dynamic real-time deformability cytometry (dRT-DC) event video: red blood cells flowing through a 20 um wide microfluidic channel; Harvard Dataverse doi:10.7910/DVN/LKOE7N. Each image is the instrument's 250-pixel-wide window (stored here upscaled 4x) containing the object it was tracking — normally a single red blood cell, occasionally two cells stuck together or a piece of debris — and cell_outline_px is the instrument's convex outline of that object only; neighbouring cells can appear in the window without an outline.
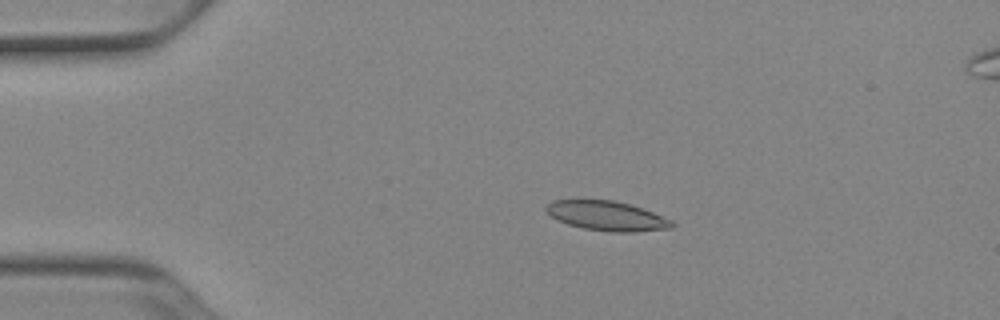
{"species": "Egyptian fruit bat (a non-hibernating species)", "species_latin": "Rousettus aegyptiacus", "temperature_condition": "cold", "stored_images_in_passage": 52, "camera_frame_rate_fps": 3000, "um_per_image_px": 0.085, "animal": {"sex": "female"}, "frame": {"image": 1, "passage_image": 11, "time_ms": 3.333, "image_size_px": [1000, 320], "cell_outline_px": [[676, 224], [672, 228], [636, 232], [612, 232], [584, 228], [568, 224], [556, 220], [544, 212], [544, 204], [552, 200], [612, 200], [628, 204], [652, 212], [672, 220]], "centroid_in_image_um": [51.53, 18.35], "position_along_channel_um": 33.5, "area_um2": 21.79}}
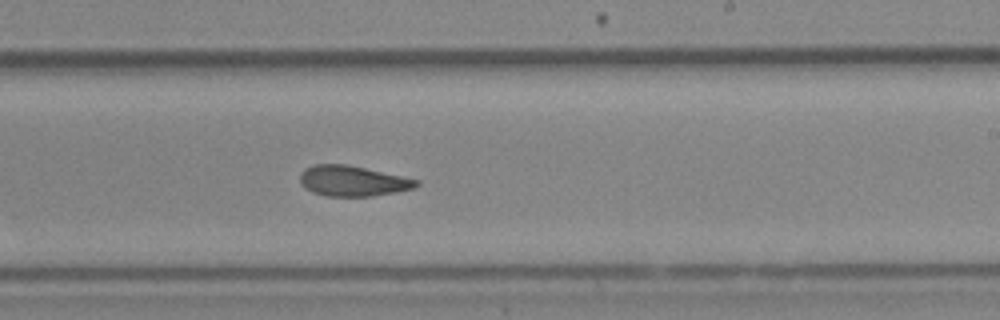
{"frame": {"image": 2, "passage_image": 32, "time_ms": 10.333, "image_size_px": [1000, 320], "cell_outline_px": [[420, 184], [416, 188], [396, 192], [372, 196], [328, 196], [312, 192], [304, 188], [300, 184], [300, 172], [304, 168], [312, 164], [344, 164], [364, 168], [420, 180]], "centroid_in_image_um": [29.95, 15.38], "position_along_channel_um": 259.0, "area_um2": 20.75}}
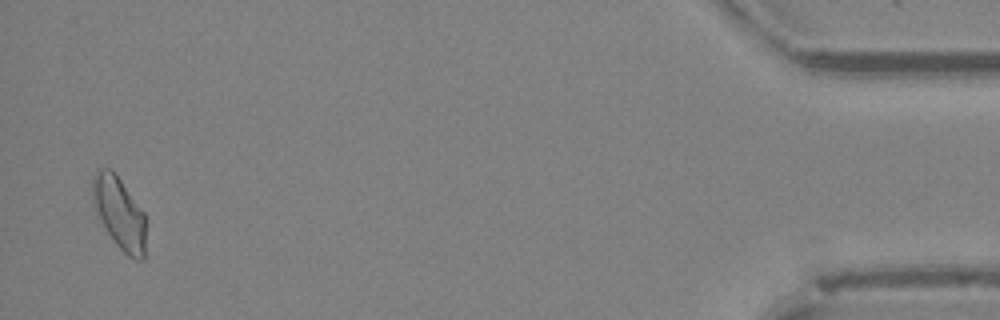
{"frame": {"image": 3, "passage_image": 51, "time_ms": 16.667, "image_size_px": [1000, 320], "cell_outline_px": [[144, 260], [136, 260], [128, 256], [116, 244], [108, 232], [100, 216], [92, 196], [92, 176], [96, 168], [112, 168], [144, 212]], "centroid_in_image_um": [10.14, 18.05], "position_along_channel_um": 425.1, "area_um2": 21.91}, "authors_computed_cell_mechanics": {"area_um2": 21.2704, "velocity_mm_per_s": 3.9158, "shape_relaxation_time_tau1_ms": 5.5153, "shape_relaxation_time_tau2_ms": 2.5617, "deformation_change_tau1": 0.1421, "deformation_change_tau2": 0.0946}}